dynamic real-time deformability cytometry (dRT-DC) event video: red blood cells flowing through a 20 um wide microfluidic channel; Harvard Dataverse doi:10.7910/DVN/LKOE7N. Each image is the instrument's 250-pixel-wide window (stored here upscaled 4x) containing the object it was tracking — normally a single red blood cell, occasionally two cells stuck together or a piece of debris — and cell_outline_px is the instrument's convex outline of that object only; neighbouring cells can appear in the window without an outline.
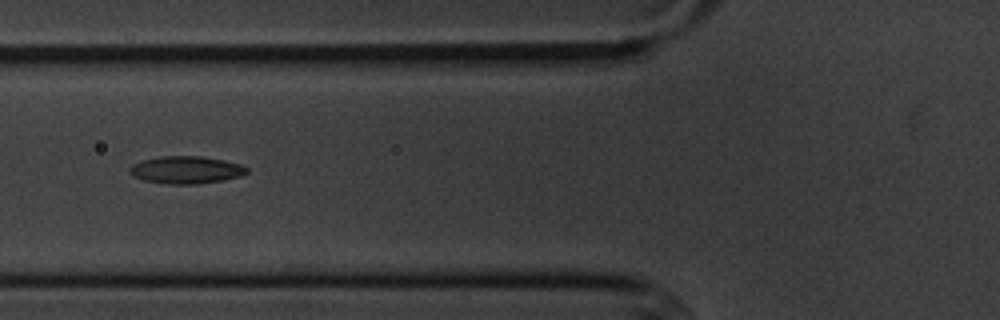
{"species": "common noctule bat (a hibernating species)", "species_latin": "Nyctalus noctula", "temperature_condition": "cold", "stored_images_in_passage": 5, "camera_frame_rate_fps": 3000, "um_per_image_px": 0.085, "animal": {"sex": "male", "body_mass_g": 20.1, "forearm_length_mm": 53.5}, "frame": {"image": 1, "passage_image": 5, "time_ms": 4.667, "image_size_px": [1000, 320], "cell_outline_px": [[248, 172], [240, 176], [220, 180], [196, 184], [168, 184], [144, 180], [128, 172], [128, 168], [132, 164], [144, 160], [160, 156], [200, 156], [224, 160], [240, 164], [248, 168]], "centroid_in_image_um": [15.81, 14.43], "position_along_channel_um": 110.0, "area_um2": 18.55}}